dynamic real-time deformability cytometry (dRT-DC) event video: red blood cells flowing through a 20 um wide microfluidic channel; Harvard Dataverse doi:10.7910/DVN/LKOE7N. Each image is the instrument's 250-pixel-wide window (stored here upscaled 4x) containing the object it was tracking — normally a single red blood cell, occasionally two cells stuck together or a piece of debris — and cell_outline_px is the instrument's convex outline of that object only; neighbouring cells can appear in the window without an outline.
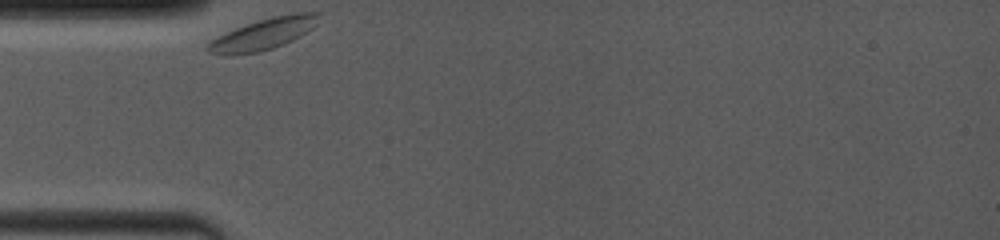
{"species": "common noctule bat (a hibernating species)", "species_latin": "Nyctalus noctula", "temperature_condition": "room temperature", "stored_images_in_passage": 30, "camera_frame_rate_fps": 4000, "um_per_image_px": 0.085, "animal": {"sex": "female", "body_mass_g": 19.0, "forearm_length_mm": 53.3}, "frame": {"image": 1, "passage_image": 1, "time_ms": 0.0, "image_size_px": [1000, 240], "cell_outline_px": [[320, 12], [316, 24], [312, 28], [300, 36], [284, 44], [260, 52], [232, 56], [208, 52], [204, 48], [212, 40], [244, 24], [272, 16], [292, 12]], "centroid_in_image_um": [22.4, 2.89], "position_along_channel_um": 62.6, "area_um2": 20.29}}
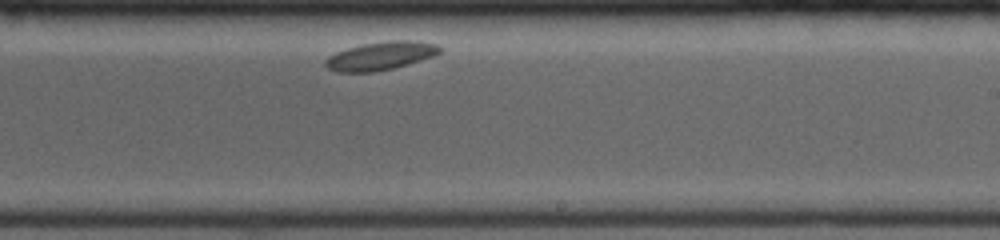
{"frame": {"image": 2, "passage_image": 18, "time_ms": 5.75, "image_size_px": [1000, 240], "cell_outline_px": [[444, 48], [440, 52], [432, 56], [392, 68], [372, 72], [340, 72], [328, 68], [324, 64], [324, 60], [328, 56], [336, 52], [348, 48], [364, 44], [392, 40], [416, 40], [436, 44]], "centroid_in_image_um": [32.35, 4.73], "position_along_channel_um": 256.7, "area_um2": 18.61}}
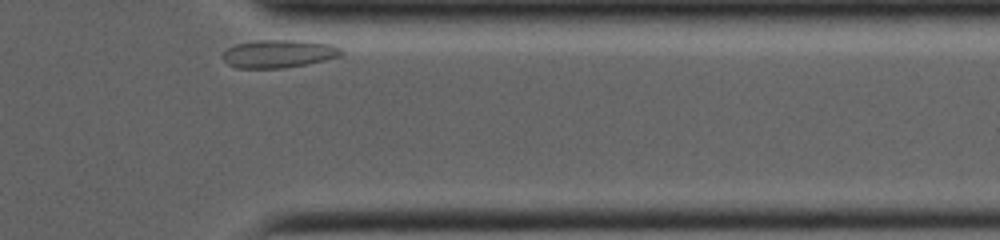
{"frame": {"image": 3, "passage_image": 30, "time_ms": 9.5, "image_size_px": [1000, 240], "cell_outline_px": [[344, 52], [340, 56], [324, 60], [284, 68], [236, 68], [228, 64], [224, 60], [224, 52], [228, 48], [236, 44], [256, 40], [304, 40], [332, 44], [340, 48]], "centroid_in_image_um": [23.71, 4.55], "position_along_channel_um": 387.7, "area_um2": 19.31}}